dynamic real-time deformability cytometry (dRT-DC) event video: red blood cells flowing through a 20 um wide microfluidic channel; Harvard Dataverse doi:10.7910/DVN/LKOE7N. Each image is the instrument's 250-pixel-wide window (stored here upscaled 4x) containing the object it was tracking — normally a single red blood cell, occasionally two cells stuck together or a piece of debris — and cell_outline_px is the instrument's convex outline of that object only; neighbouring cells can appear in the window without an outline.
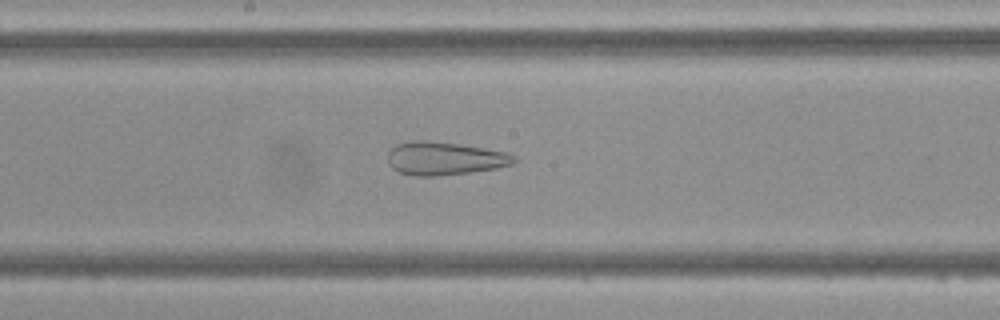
{"species": "Egyptian fruit bat (a non-hibernating species)", "species_latin": "Rousettus aegyptiacus", "temperature_condition": "cold", "stored_images_in_passage": 46, "camera_frame_rate_fps": 3000, "um_per_image_px": 0.085, "frame": {"image": 1, "passage_image": 24, "time_ms": 7.667, "image_size_px": [1000, 320], "cell_outline_px": [[516, 160], [512, 164], [496, 168], [468, 172], [436, 176], [416, 176], [400, 172], [392, 168], [388, 164], [388, 152], [396, 144], [412, 140], [424, 140], [460, 144], [484, 148], [504, 152], [516, 156]], "centroid_in_image_um": [37.75, 13.46], "position_along_channel_um": 210.4, "area_um2": 24.28}}
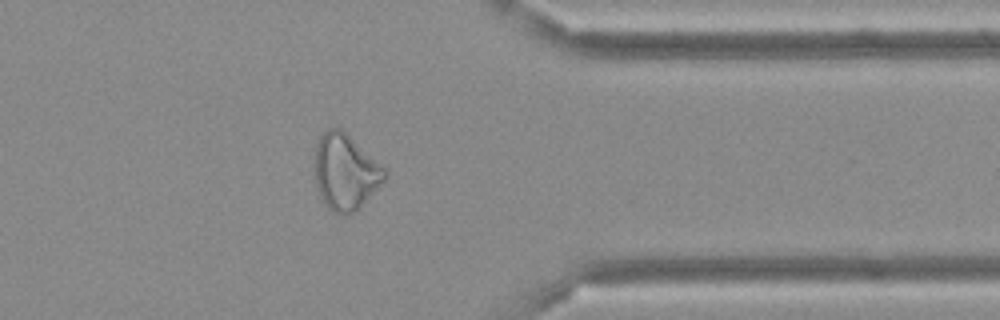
{"frame": {"image": 2, "passage_image": 37, "time_ms": 12.0, "image_size_px": [1000, 320], "cell_outline_px": [[388, 176], [360, 208], [356, 212], [344, 216], [340, 216], [332, 212], [324, 204], [320, 196], [316, 184], [316, 140], [328, 128], [340, 128], [384, 168], [388, 172]], "centroid_in_image_um": [29.35, 14.67], "position_along_channel_um": 382.0, "area_um2": 30.69}}
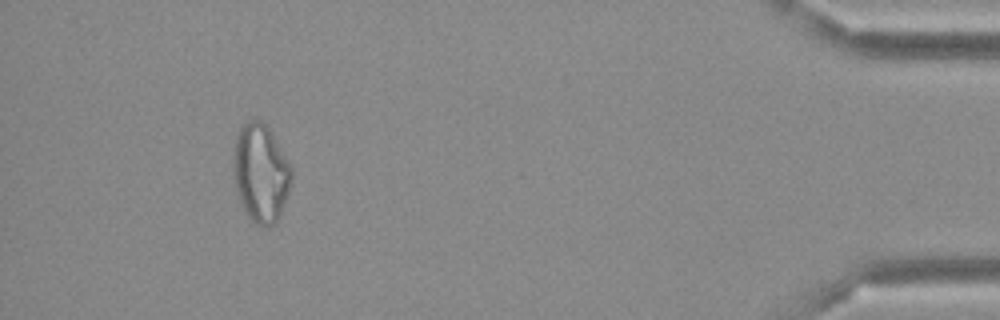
{"frame": {"image": 3, "passage_image": 43, "time_ms": 14.0, "image_size_px": [1000, 320], "cell_outline_px": [[292, 176], [288, 192], [280, 216], [276, 224], [268, 228], [264, 228], [252, 224], [236, 192], [232, 172], [232, 152], [236, 136], [240, 124], [248, 120], [260, 120], [268, 128], [288, 160], [292, 168]], "centroid_in_image_um": [22.12, 14.74], "position_along_channel_um": 413.1, "area_um2": 33.93}}